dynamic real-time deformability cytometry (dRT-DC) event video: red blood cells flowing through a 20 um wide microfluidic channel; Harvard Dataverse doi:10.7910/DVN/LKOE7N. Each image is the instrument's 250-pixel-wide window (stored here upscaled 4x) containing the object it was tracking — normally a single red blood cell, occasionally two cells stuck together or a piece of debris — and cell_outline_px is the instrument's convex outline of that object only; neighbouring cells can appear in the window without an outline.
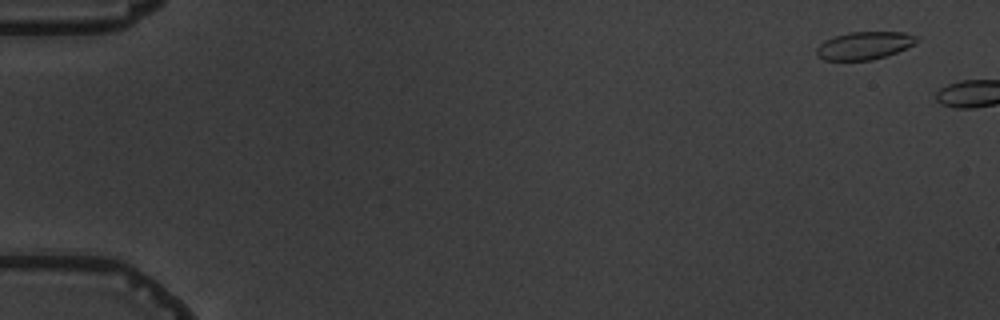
{"species": "common noctule bat (a hibernating species)", "species_latin": "Nyctalus noctula", "temperature_condition": "warm", "stored_images_in_passage": 2, "camera_frame_rate_fps": 3000, "um_per_image_px": 0.085, "animal": {"sex": "male", "body_mass_g": 19.5, "forearm_length_mm": 54.6}, "frame": {"image": 1, "passage_image": 1, "time_ms": 0.0, "image_size_px": [1000, 320], "cell_outline_px": [[920, 40], [908, 48], [872, 60], [824, 60], [816, 56], [816, 48], [824, 40], [848, 32], [904, 32], [916, 36]], "centroid_in_image_um": [73.46, 3.87], "position_along_channel_um": 11.5, "area_um2": 16.24}}